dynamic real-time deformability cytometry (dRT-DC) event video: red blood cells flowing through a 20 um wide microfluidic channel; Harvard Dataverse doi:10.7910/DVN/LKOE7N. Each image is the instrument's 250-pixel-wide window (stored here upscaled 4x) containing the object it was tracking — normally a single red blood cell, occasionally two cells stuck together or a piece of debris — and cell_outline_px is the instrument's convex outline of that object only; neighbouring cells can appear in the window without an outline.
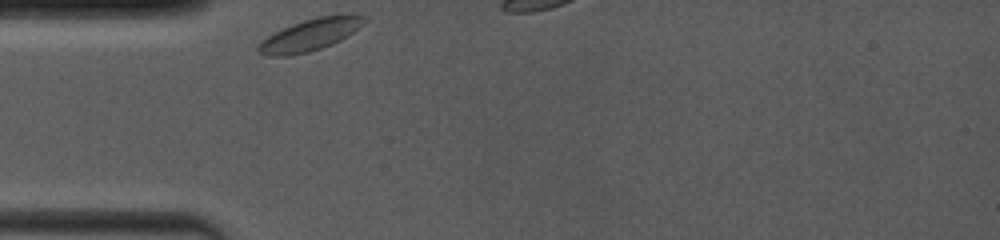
{"species": "common noctule bat (a hibernating species)", "species_latin": "Nyctalus noctula", "temperature_condition": "room temperature", "stored_images_in_passage": 4, "camera_frame_rate_fps": 4000, "um_per_image_px": 0.085, "animal": {"sex": "female", "body_mass_g": 19.0, "forearm_length_mm": 53.3}, "frame": {"image": 1, "passage_image": 1, "time_ms": 0.0, "image_size_px": [1000, 240], "cell_outline_px": [[364, 16], [360, 24], [352, 32], [340, 40], [320, 48], [308, 52], [288, 56], [268, 56], [256, 52], [256, 48], [268, 36], [292, 24], [304, 20], [320, 16], [344, 12]], "centroid_in_image_um": [26.32, 2.95], "position_along_channel_um": 58.7, "area_um2": 19.31}}